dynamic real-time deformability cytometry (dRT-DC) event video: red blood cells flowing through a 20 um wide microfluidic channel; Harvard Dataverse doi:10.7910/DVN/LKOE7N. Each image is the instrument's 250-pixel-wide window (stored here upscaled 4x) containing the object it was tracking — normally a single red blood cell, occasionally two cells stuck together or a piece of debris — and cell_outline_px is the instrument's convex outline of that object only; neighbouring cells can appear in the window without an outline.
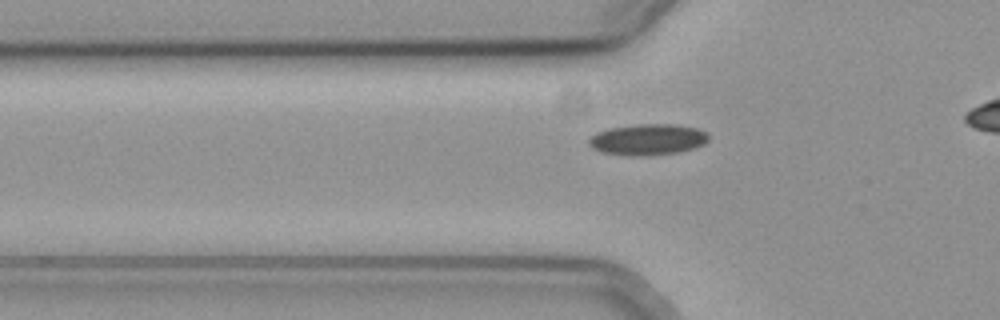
{"species": "common noctule bat (a hibernating species)", "species_latin": "Nyctalus noctula", "temperature_condition": "cold", "stored_images_in_passage": 33, "camera_frame_rate_fps": 3000, "um_per_image_px": 0.085, "animal": {"sex": "female", "body_mass_g": 19.3, "forearm_length_mm": 54.1}, "frame": {"image": 1, "passage_image": 3, "time_ms": 0.667, "image_size_px": [1000, 320], "cell_outline_px": [[708, 140], [704, 144], [692, 148], [676, 152], [632, 156], [628, 156], [604, 152], [592, 148], [588, 144], [588, 140], [596, 132], [612, 128], [640, 124], [676, 124], [696, 128], [708, 132]], "centroid_in_image_um": [55.06, 11.85], "position_along_channel_um": 70.7, "area_um2": 21.39}}
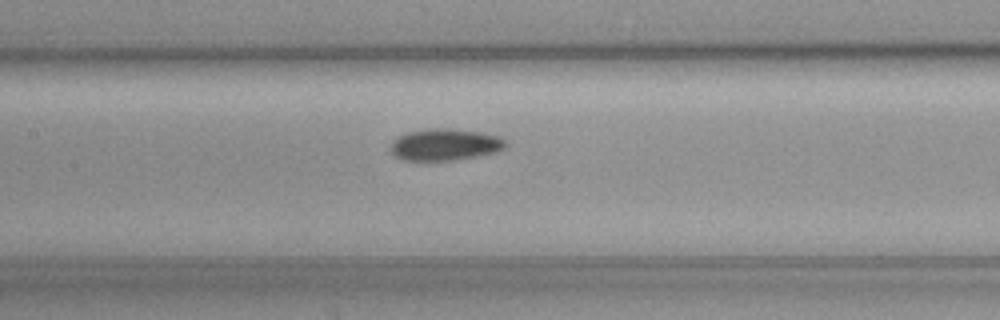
{"frame": {"image": 2, "passage_image": 11, "time_ms": 3.333, "image_size_px": [1000, 320], "cell_outline_px": [[508, 144], [504, 148], [496, 152], [476, 156], [452, 160], [404, 160], [396, 156], [392, 152], [392, 144], [400, 136], [408, 132], [428, 128], [452, 128], [484, 132], [500, 136]], "centroid_in_image_um": [37.89, 12.27], "position_along_channel_um": 169.5, "area_um2": 21.15}}
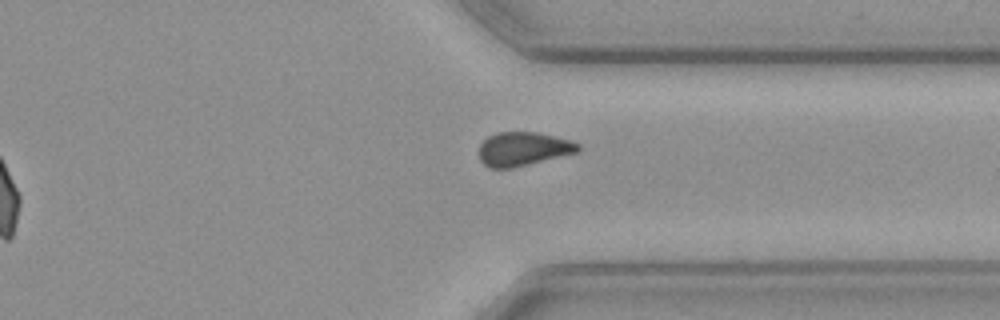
{"frame": {"image": 3, "passage_image": 27, "time_ms": 8.667, "image_size_px": [1000, 320], "cell_outline_px": [[580, 148], [576, 152], [512, 168], [488, 168], [480, 160], [480, 144], [488, 136], [496, 132], [536, 132], [572, 140], [580, 144]], "centroid_in_image_um": [44.45, 12.65], "position_along_channel_um": 367.0, "area_um2": 19.36}}